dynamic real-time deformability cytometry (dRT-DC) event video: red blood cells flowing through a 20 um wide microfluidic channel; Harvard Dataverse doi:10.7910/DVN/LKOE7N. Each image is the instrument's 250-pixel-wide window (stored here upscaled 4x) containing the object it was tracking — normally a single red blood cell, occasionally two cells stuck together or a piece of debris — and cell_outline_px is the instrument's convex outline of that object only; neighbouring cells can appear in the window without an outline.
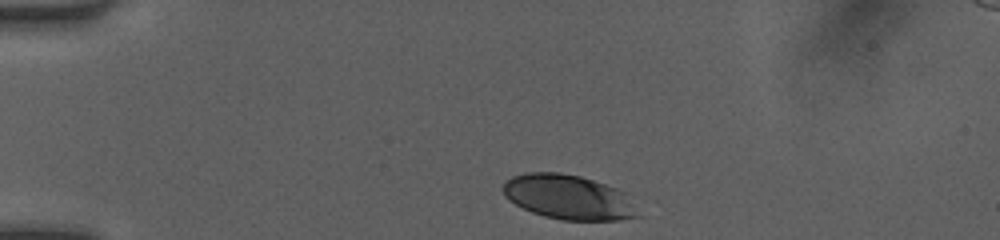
{"species": "human", "species_latin": "Homo sapiens", "temperature_condition": "room temperature", "stored_images_in_passage": 33, "camera_frame_rate_fps": 3000, "um_per_image_px": 0.085, "donor": {"sex": "female"}, "frame": {"image": 1, "passage_image": 1, "time_ms": 0.0, "image_size_px": [1000, 240], "cell_outline_px": [[644, 216], [620, 220], [560, 220], [544, 216], [532, 212], [508, 200], [504, 196], [500, 188], [512, 176], [524, 172], [560, 172], [580, 176], [616, 188], [624, 192]], "centroid_in_image_um": [48.33, 16.76], "position_along_channel_um": 36.7, "area_um2": 35.37}}
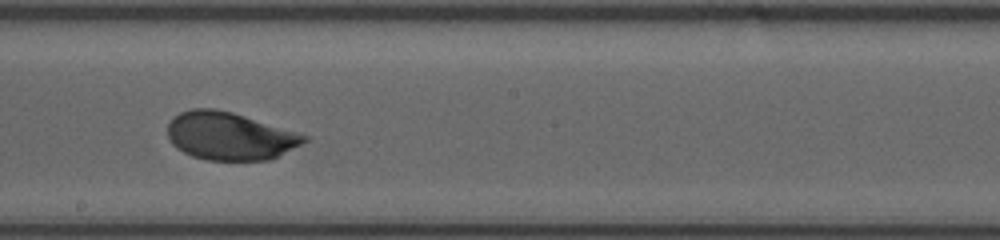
{"frame": {"image": 2, "passage_image": 19, "time_ms": 6.0, "image_size_px": [1000, 240], "cell_outline_px": [[308, 140], [272, 160], [204, 160], [192, 156], [176, 148], [172, 144], [168, 136], [168, 124], [172, 116], [180, 112], [192, 108], [216, 108], [232, 112], [296, 132], [308, 136]], "centroid_in_image_um": [19.49, 11.56], "position_along_channel_um": 228.7, "area_um2": 38.09}}
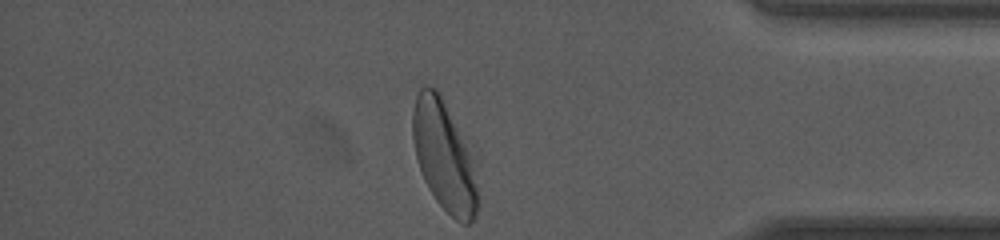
{"frame": {"image": 3, "passage_image": 33, "time_ms": 10.667, "image_size_px": [1000, 240], "cell_outline_px": [[480, 196], [476, 216], [468, 224], [464, 224], [456, 220], [436, 200], [428, 188], [424, 180], [416, 156], [412, 140], [412, 112], [416, 96], [420, 88], [424, 84], [436, 88], [440, 92], [468, 152]], "centroid_in_image_um": [37.71, 13.28], "position_along_channel_um": 397.5, "area_um2": 40.86}, "authors_computed_cell_mechanics": {"area_um2": 37.9168, "velocity_mm_per_s": 4.1183, "shape_relaxation_time_tau1_ms": 2.0647, "shape_relaxation_time_tau2_ms": null, "deformation_change_tau1": 0.1105, "deformation_change_tau2": null}}